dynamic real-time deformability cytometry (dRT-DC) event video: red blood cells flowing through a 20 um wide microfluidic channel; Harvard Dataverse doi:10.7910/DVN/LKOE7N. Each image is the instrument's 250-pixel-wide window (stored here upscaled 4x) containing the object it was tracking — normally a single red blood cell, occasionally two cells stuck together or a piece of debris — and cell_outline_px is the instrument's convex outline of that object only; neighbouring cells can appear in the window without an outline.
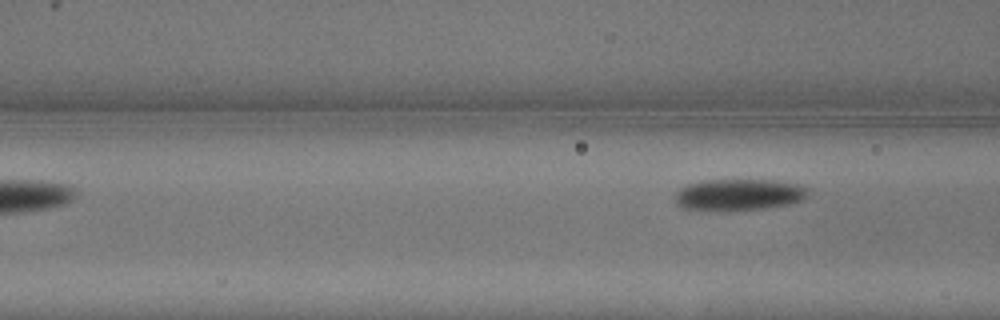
{"species": "common noctule bat (a hibernating species)", "species_latin": "Nyctalus noctula", "temperature_condition": "warm", "stored_images_in_passage": 6, "segment_of_instrument_passage": [2, 2], "camera_frame_rate_fps": 3000, "um_per_image_px": 0.085, "animal": {"sex": "male", "body_mass_g": 13.3}, "frame": {"image": 1, "passage_image": 6, "time_ms": 1.667, "image_size_px": [1000, 320], "cell_outline_px": [[808, 188], [804, 196], [800, 200], [788, 204], [764, 208], [680, 208], [676, 204], [676, 192], [680, 188], [688, 184], [708, 180], [776, 180], [800, 184]], "centroid_in_image_um": [62.81, 16.5], "position_along_channel_um": 103.8, "area_um2": 23.41}}